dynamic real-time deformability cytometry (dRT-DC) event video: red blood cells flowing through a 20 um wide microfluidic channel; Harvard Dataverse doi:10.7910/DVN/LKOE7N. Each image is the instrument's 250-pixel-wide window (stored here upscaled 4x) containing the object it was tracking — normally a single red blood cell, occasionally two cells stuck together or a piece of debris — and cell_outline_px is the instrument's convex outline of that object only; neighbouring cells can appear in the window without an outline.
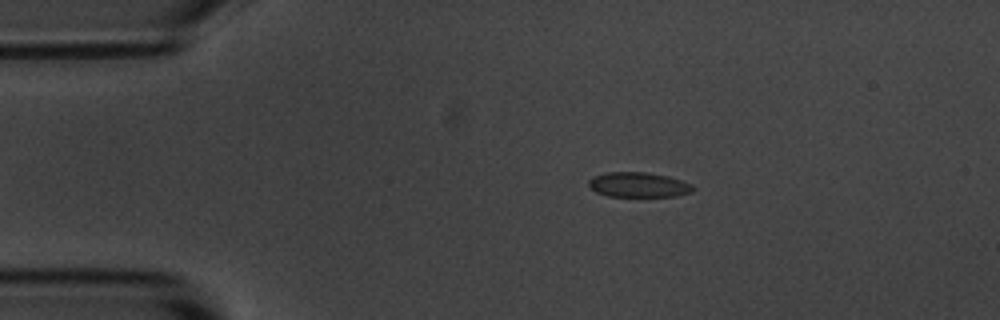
{"species": "common noctule bat (a hibernating species)", "species_latin": "Nyctalus noctula", "temperature_condition": "room temperature", "stored_images_in_passage": 7, "camera_frame_rate_fps": 3000, "um_per_image_px": 0.085, "animal": {"sex": "male", "body_mass_g": 20.1, "forearm_length_mm": 53.5}, "frame": {"image": 1, "passage_image": 2, "time_ms": 1.333, "image_size_px": [1000, 320], "cell_outline_px": [[696, 188], [692, 192], [676, 196], [608, 196], [596, 192], [588, 184], [588, 180], [592, 176], [608, 172], [644, 172], [668, 176], [692, 184]], "centroid_in_image_um": [54.28, 15.7], "position_along_channel_um": 30.7, "area_um2": 15.14}}
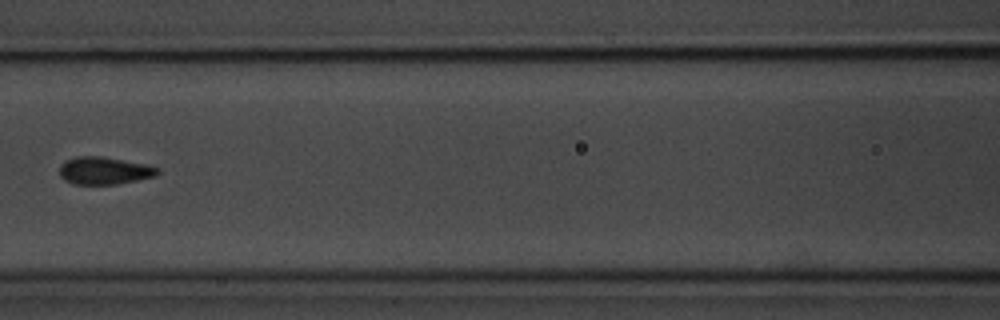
{"frame": {"image": 2, "passage_image": 6, "time_ms": 6.0, "image_size_px": [1000, 320], "cell_outline_px": [[160, 172], [156, 176], [116, 184], [72, 184], [64, 180], [60, 176], [60, 164], [64, 160], [76, 156], [100, 156], [148, 164], [160, 168]], "centroid_in_image_um": [8.86, 14.5], "position_along_channel_um": 157.7, "area_um2": 15.9}}
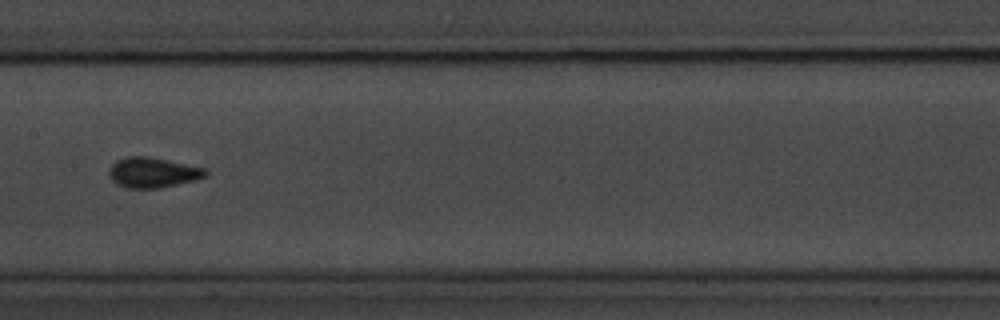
{"frame": {"image": 3, "passage_image": 7, "time_ms": 7.0, "image_size_px": [1000, 320], "cell_outline_px": [[208, 176], [196, 180], [156, 188], [128, 188], [116, 184], [108, 176], [108, 168], [116, 160], [128, 156], [148, 156], [204, 168], [208, 172]], "centroid_in_image_um": [12.95, 14.66], "position_along_channel_um": 194.5, "area_um2": 16.99}}